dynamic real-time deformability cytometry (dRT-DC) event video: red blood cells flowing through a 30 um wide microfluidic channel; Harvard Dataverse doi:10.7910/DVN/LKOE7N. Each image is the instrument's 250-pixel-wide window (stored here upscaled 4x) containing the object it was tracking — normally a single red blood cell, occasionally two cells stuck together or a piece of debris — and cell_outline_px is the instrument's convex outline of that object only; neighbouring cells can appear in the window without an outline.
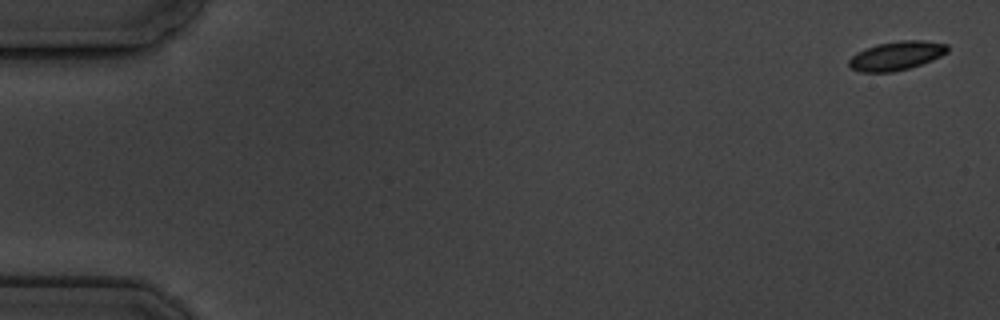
{"species": "common noctule bat (a hibernating species)", "species_latin": "Nyctalus noctula", "temperature_condition": "cold", "stored_images_in_passage": 4, "camera_frame_rate_fps": 3000, "um_per_image_px": 0.085, "animal": {"sex": "male", "body_mass_g": 19.5, "forearm_length_mm": 54.6}, "frame": {"image": 1, "passage_image": 1, "time_ms": 0.0, "image_size_px": [1000, 320], "cell_outline_px": [[948, 52], [932, 60], [908, 68], [892, 72], [860, 72], [852, 68], [848, 64], [848, 60], [856, 52], [864, 48], [876, 44], [900, 40], [924, 40], [948, 44]], "centroid_in_image_um": [76.18, 4.72], "position_along_channel_um": 8.8, "area_um2": 16.65}}